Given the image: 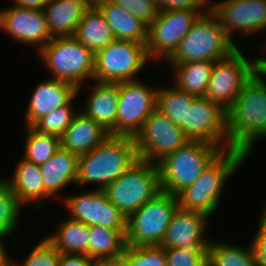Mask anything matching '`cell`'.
Returning <instances> with one entry per match:
<instances>
[{"instance_id":"obj_1","label":"cell","mask_w":266,"mask_h":266,"mask_svg":"<svg viewBox=\"0 0 266 266\" xmlns=\"http://www.w3.org/2000/svg\"><path fill=\"white\" fill-rule=\"evenodd\" d=\"M266 69L261 66L227 110L228 149L247 156L258 138L266 137Z\"/></svg>"},{"instance_id":"obj_2","label":"cell","mask_w":266,"mask_h":266,"mask_svg":"<svg viewBox=\"0 0 266 266\" xmlns=\"http://www.w3.org/2000/svg\"><path fill=\"white\" fill-rule=\"evenodd\" d=\"M138 160L133 137L109 136L95 149L78 157L76 184L98 183V189L103 190Z\"/></svg>"},{"instance_id":"obj_3","label":"cell","mask_w":266,"mask_h":266,"mask_svg":"<svg viewBox=\"0 0 266 266\" xmlns=\"http://www.w3.org/2000/svg\"><path fill=\"white\" fill-rule=\"evenodd\" d=\"M247 158L243 151L223 150L193 184L177 195L179 208L213 215L227 180Z\"/></svg>"},{"instance_id":"obj_4","label":"cell","mask_w":266,"mask_h":266,"mask_svg":"<svg viewBox=\"0 0 266 266\" xmlns=\"http://www.w3.org/2000/svg\"><path fill=\"white\" fill-rule=\"evenodd\" d=\"M223 150L211 142L189 140L166 155L156 163L162 192L177 196L193 184Z\"/></svg>"},{"instance_id":"obj_5","label":"cell","mask_w":266,"mask_h":266,"mask_svg":"<svg viewBox=\"0 0 266 266\" xmlns=\"http://www.w3.org/2000/svg\"><path fill=\"white\" fill-rule=\"evenodd\" d=\"M210 8L198 16L177 50L167 60L170 65L198 61H218L238 49Z\"/></svg>"},{"instance_id":"obj_6","label":"cell","mask_w":266,"mask_h":266,"mask_svg":"<svg viewBox=\"0 0 266 266\" xmlns=\"http://www.w3.org/2000/svg\"><path fill=\"white\" fill-rule=\"evenodd\" d=\"M38 54L51 78L73 84L77 93L85 79H93L95 54L74 36L53 37Z\"/></svg>"},{"instance_id":"obj_7","label":"cell","mask_w":266,"mask_h":266,"mask_svg":"<svg viewBox=\"0 0 266 266\" xmlns=\"http://www.w3.org/2000/svg\"><path fill=\"white\" fill-rule=\"evenodd\" d=\"M103 191L108 200L128 218L162 192L159 169L155 163L139 159Z\"/></svg>"},{"instance_id":"obj_8","label":"cell","mask_w":266,"mask_h":266,"mask_svg":"<svg viewBox=\"0 0 266 266\" xmlns=\"http://www.w3.org/2000/svg\"><path fill=\"white\" fill-rule=\"evenodd\" d=\"M177 196L160 192L127 218V246H161L174 212Z\"/></svg>"},{"instance_id":"obj_9","label":"cell","mask_w":266,"mask_h":266,"mask_svg":"<svg viewBox=\"0 0 266 266\" xmlns=\"http://www.w3.org/2000/svg\"><path fill=\"white\" fill-rule=\"evenodd\" d=\"M150 61L146 45L130 40H113L95 53L93 80L121 83L135 79Z\"/></svg>"},{"instance_id":"obj_10","label":"cell","mask_w":266,"mask_h":266,"mask_svg":"<svg viewBox=\"0 0 266 266\" xmlns=\"http://www.w3.org/2000/svg\"><path fill=\"white\" fill-rule=\"evenodd\" d=\"M262 63V58L251 62L239 48L230 56L215 61L205 97L228 110Z\"/></svg>"},{"instance_id":"obj_11","label":"cell","mask_w":266,"mask_h":266,"mask_svg":"<svg viewBox=\"0 0 266 266\" xmlns=\"http://www.w3.org/2000/svg\"><path fill=\"white\" fill-rule=\"evenodd\" d=\"M158 89L138 80L119 83L117 120L110 136L134 138L157 109Z\"/></svg>"},{"instance_id":"obj_12","label":"cell","mask_w":266,"mask_h":266,"mask_svg":"<svg viewBox=\"0 0 266 266\" xmlns=\"http://www.w3.org/2000/svg\"><path fill=\"white\" fill-rule=\"evenodd\" d=\"M203 11L168 10L159 12L148 26L146 51L148 59L168 60L177 50L192 24Z\"/></svg>"},{"instance_id":"obj_13","label":"cell","mask_w":266,"mask_h":266,"mask_svg":"<svg viewBox=\"0 0 266 266\" xmlns=\"http://www.w3.org/2000/svg\"><path fill=\"white\" fill-rule=\"evenodd\" d=\"M134 139L139 159L155 164L189 141L182 128L157 109Z\"/></svg>"},{"instance_id":"obj_14","label":"cell","mask_w":266,"mask_h":266,"mask_svg":"<svg viewBox=\"0 0 266 266\" xmlns=\"http://www.w3.org/2000/svg\"><path fill=\"white\" fill-rule=\"evenodd\" d=\"M181 128L189 140L211 142L228 149L227 110L206 97L194 99L187 122Z\"/></svg>"},{"instance_id":"obj_15","label":"cell","mask_w":266,"mask_h":266,"mask_svg":"<svg viewBox=\"0 0 266 266\" xmlns=\"http://www.w3.org/2000/svg\"><path fill=\"white\" fill-rule=\"evenodd\" d=\"M69 218L88 226L98 225L112 230H127V218L108 200L103 190L95 189L65 197Z\"/></svg>"},{"instance_id":"obj_16","label":"cell","mask_w":266,"mask_h":266,"mask_svg":"<svg viewBox=\"0 0 266 266\" xmlns=\"http://www.w3.org/2000/svg\"><path fill=\"white\" fill-rule=\"evenodd\" d=\"M215 3L210 0V10L233 41V33L239 31L248 35L266 29V0H224ZM236 30V31H235Z\"/></svg>"},{"instance_id":"obj_17","label":"cell","mask_w":266,"mask_h":266,"mask_svg":"<svg viewBox=\"0 0 266 266\" xmlns=\"http://www.w3.org/2000/svg\"><path fill=\"white\" fill-rule=\"evenodd\" d=\"M0 30L22 44L37 46V51L53 38L44 10L14 5L0 10Z\"/></svg>"},{"instance_id":"obj_18","label":"cell","mask_w":266,"mask_h":266,"mask_svg":"<svg viewBox=\"0 0 266 266\" xmlns=\"http://www.w3.org/2000/svg\"><path fill=\"white\" fill-rule=\"evenodd\" d=\"M207 216L203 212L177 208L165 232L161 246L167 248H207L210 240L205 236Z\"/></svg>"},{"instance_id":"obj_19","label":"cell","mask_w":266,"mask_h":266,"mask_svg":"<svg viewBox=\"0 0 266 266\" xmlns=\"http://www.w3.org/2000/svg\"><path fill=\"white\" fill-rule=\"evenodd\" d=\"M77 94V88L66 81L50 78L38 83L24 113L25 126H33L54 109L67 105Z\"/></svg>"},{"instance_id":"obj_20","label":"cell","mask_w":266,"mask_h":266,"mask_svg":"<svg viewBox=\"0 0 266 266\" xmlns=\"http://www.w3.org/2000/svg\"><path fill=\"white\" fill-rule=\"evenodd\" d=\"M109 132L83 112L76 113L70 126L60 138L61 147L78 157L102 144Z\"/></svg>"},{"instance_id":"obj_21","label":"cell","mask_w":266,"mask_h":266,"mask_svg":"<svg viewBox=\"0 0 266 266\" xmlns=\"http://www.w3.org/2000/svg\"><path fill=\"white\" fill-rule=\"evenodd\" d=\"M13 178L7 180L8 185L19 203H33L35 209L42 206L43 200L52 196L45 190L40 167L24 158L15 167Z\"/></svg>"},{"instance_id":"obj_22","label":"cell","mask_w":266,"mask_h":266,"mask_svg":"<svg viewBox=\"0 0 266 266\" xmlns=\"http://www.w3.org/2000/svg\"><path fill=\"white\" fill-rule=\"evenodd\" d=\"M83 112L109 133L114 129L118 114L119 83L94 81Z\"/></svg>"},{"instance_id":"obj_23","label":"cell","mask_w":266,"mask_h":266,"mask_svg":"<svg viewBox=\"0 0 266 266\" xmlns=\"http://www.w3.org/2000/svg\"><path fill=\"white\" fill-rule=\"evenodd\" d=\"M89 8L83 0H50L44 12L51 36H73Z\"/></svg>"},{"instance_id":"obj_24","label":"cell","mask_w":266,"mask_h":266,"mask_svg":"<svg viewBox=\"0 0 266 266\" xmlns=\"http://www.w3.org/2000/svg\"><path fill=\"white\" fill-rule=\"evenodd\" d=\"M39 167L45 190L53 197L67 184L77 182L78 156L62 147Z\"/></svg>"},{"instance_id":"obj_25","label":"cell","mask_w":266,"mask_h":266,"mask_svg":"<svg viewBox=\"0 0 266 266\" xmlns=\"http://www.w3.org/2000/svg\"><path fill=\"white\" fill-rule=\"evenodd\" d=\"M97 8L111 27L115 40H130L146 44L148 26L140 19L112 1L103 3Z\"/></svg>"},{"instance_id":"obj_26","label":"cell","mask_w":266,"mask_h":266,"mask_svg":"<svg viewBox=\"0 0 266 266\" xmlns=\"http://www.w3.org/2000/svg\"><path fill=\"white\" fill-rule=\"evenodd\" d=\"M73 36L94 54L115 40L111 27L97 7H90L85 12Z\"/></svg>"},{"instance_id":"obj_27","label":"cell","mask_w":266,"mask_h":266,"mask_svg":"<svg viewBox=\"0 0 266 266\" xmlns=\"http://www.w3.org/2000/svg\"><path fill=\"white\" fill-rule=\"evenodd\" d=\"M89 257L104 263L124 253L127 230H112L98 225L89 226Z\"/></svg>"},{"instance_id":"obj_28","label":"cell","mask_w":266,"mask_h":266,"mask_svg":"<svg viewBox=\"0 0 266 266\" xmlns=\"http://www.w3.org/2000/svg\"><path fill=\"white\" fill-rule=\"evenodd\" d=\"M58 231L46 238L60 253L82 254L89 257L90 233L89 226L72 220H63L57 227Z\"/></svg>"},{"instance_id":"obj_29","label":"cell","mask_w":266,"mask_h":266,"mask_svg":"<svg viewBox=\"0 0 266 266\" xmlns=\"http://www.w3.org/2000/svg\"><path fill=\"white\" fill-rule=\"evenodd\" d=\"M214 61H198L171 65L175 69V86L196 97H205Z\"/></svg>"},{"instance_id":"obj_30","label":"cell","mask_w":266,"mask_h":266,"mask_svg":"<svg viewBox=\"0 0 266 266\" xmlns=\"http://www.w3.org/2000/svg\"><path fill=\"white\" fill-rule=\"evenodd\" d=\"M196 96L174 87L159 88L157 92V110L168 117L176 126L187 122L188 109Z\"/></svg>"},{"instance_id":"obj_31","label":"cell","mask_w":266,"mask_h":266,"mask_svg":"<svg viewBox=\"0 0 266 266\" xmlns=\"http://www.w3.org/2000/svg\"><path fill=\"white\" fill-rule=\"evenodd\" d=\"M208 266H258L252 245L247 248L210 240L207 247Z\"/></svg>"},{"instance_id":"obj_32","label":"cell","mask_w":266,"mask_h":266,"mask_svg":"<svg viewBox=\"0 0 266 266\" xmlns=\"http://www.w3.org/2000/svg\"><path fill=\"white\" fill-rule=\"evenodd\" d=\"M26 144L23 158L41 166L61 147L60 138L38 132L32 126H26Z\"/></svg>"},{"instance_id":"obj_33","label":"cell","mask_w":266,"mask_h":266,"mask_svg":"<svg viewBox=\"0 0 266 266\" xmlns=\"http://www.w3.org/2000/svg\"><path fill=\"white\" fill-rule=\"evenodd\" d=\"M72 102L71 100L67 105L54 109L40 118L32 127L40 133L61 138L76 114L72 108Z\"/></svg>"},{"instance_id":"obj_34","label":"cell","mask_w":266,"mask_h":266,"mask_svg":"<svg viewBox=\"0 0 266 266\" xmlns=\"http://www.w3.org/2000/svg\"><path fill=\"white\" fill-rule=\"evenodd\" d=\"M22 205L5 179L0 180V231L13 233L18 224Z\"/></svg>"},{"instance_id":"obj_35","label":"cell","mask_w":266,"mask_h":266,"mask_svg":"<svg viewBox=\"0 0 266 266\" xmlns=\"http://www.w3.org/2000/svg\"><path fill=\"white\" fill-rule=\"evenodd\" d=\"M164 254L168 266H208L207 248H167Z\"/></svg>"},{"instance_id":"obj_36","label":"cell","mask_w":266,"mask_h":266,"mask_svg":"<svg viewBox=\"0 0 266 266\" xmlns=\"http://www.w3.org/2000/svg\"><path fill=\"white\" fill-rule=\"evenodd\" d=\"M60 252L45 237L26 257L21 265L13 266H59Z\"/></svg>"},{"instance_id":"obj_37","label":"cell","mask_w":266,"mask_h":266,"mask_svg":"<svg viewBox=\"0 0 266 266\" xmlns=\"http://www.w3.org/2000/svg\"><path fill=\"white\" fill-rule=\"evenodd\" d=\"M112 2L140 19L147 26H149L159 14L154 0H112Z\"/></svg>"},{"instance_id":"obj_38","label":"cell","mask_w":266,"mask_h":266,"mask_svg":"<svg viewBox=\"0 0 266 266\" xmlns=\"http://www.w3.org/2000/svg\"><path fill=\"white\" fill-rule=\"evenodd\" d=\"M159 12L168 10L201 11L209 9L210 0H154ZM203 7V8H202Z\"/></svg>"},{"instance_id":"obj_39","label":"cell","mask_w":266,"mask_h":266,"mask_svg":"<svg viewBox=\"0 0 266 266\" xmlns=\"http://www.w3.org/2000/svg\"><path fill=\"white\" fill-rule=\"evenodd\" d=\"M251 245L255 253L258 266H266V208L262 212V216L259 220L258 232Z\"/></svg>"},{"instance_id":"obj_40","label":"cell","mask_w":266,"mask_h":266,"mask_svg":"<svg viewBox=\"0 0 266 266\" xmlns=\"http://www.w3.org/2000/svg\"><path fill=\"white\" fill-rule=\"evenodd\" d=\"M141 266H168L162 246H140Z\"/></svg>"},{"instance_id":"obj_41","label":"cell","mask_w":266,"mask_h":266,"mask_svg":"<svg viewBox=\"0 0 266 266\" xmlns=\"http://www.w3.org/2000/svg\"><path fill=\"white\" fill-rule=\"evenodd\" d=\"M104 263L107 266H141L140 246H126L123 254Z\"/></svg>"},{"instance_id":"obj_42","label":"cell","mask_w":266,"mask_h":266,"mask_svg":"<svg viewBox=\"0 0 266 266\" xmlns=\"http://www.w3.org/2000/svg\"><path fill=\"white\" fill-rule=\"evenodd\" d=\"M95 263L87 255L60 253L59 266H94Z\"/></svg>"},{"instance_id":"obj_43","label":"cell","mask_w":266,"mask_h":266,"mask_svg":"<svg viewBox=\"0 0 266 266\" xmlns=\"http://www.w3.org/2000/svg\"><path fill=\"white\" fill-rule=\"evenodd\" d=\"M50 0H14V6L29 9L44 10Z\"/></svg>"},{"instance_id":"obj_44","label":"cell","mask_w":266,"mask_h":266,"mask_svg":"<svg viewBox=\"0 0 266 266\" xmlns=\"http://www.w3.org/2000/svg\"><path fill=\"white\" fill-rule=\"evenodd\" d=\"M10 234H7L3 231H0V266H13L14 263L10 262V258L8 257V252L6 251V248H4L3 240L5 237H8Z\"/></svg>"},{"instance_id":"obj_45","label":"cell","mask_w":266,"mask_h":266,"mask_svg":"<svg viewBox=\"0 0 266 266\" xmlns=\"http://www.w3.org/2000/svg\"><path fill=\"white\" fill-rule=\"evenodd\" d=\"M89 7H98L99 5L112 0H83Z\"/></svg>"},{"instance_id":"obj_46","label":"cell","mask_w":266,"mask_h":266,"mask_svg":"<svg viewBox=\"0 0 266 266\" xmlns=\"http://www.w3.org/2000/svg\"><path fill=\"white\" fill-rule=\"evenodd\" d=\"M94 266H107L105 263H95Z\"/></svg>"}]
</instances>
